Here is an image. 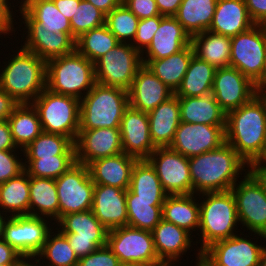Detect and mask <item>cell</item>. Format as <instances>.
I'll return each mask as SVG.
<instances>
[{"label": "cell", "instance_id": "6da1fadb", "mask_svg": "<svg viewBox=\"0 0 266 266\" xmlns=\"http://www.w3.org/2000/svg\"><path fill=\"white\" fill-rule=\"evenodd\" d=\"M188 161L196 195L231 190L239 181L237 178H243L242 174L248 172V164L227 142L212 151L192 156Z\"/></svg>", "mask_w": 266, "mask_h": 266}, {"label": "cell", "instance_id": "7a4b0ae2", "mask_svg": "<svg viewBox=\"0 0 266 266\" xmlns=\"http://www.w3.org/2000/svg\"><path fill=\"white\" fill-rule=\"evenodd\" d=\"M225 141L247 164L266 155V107L256 95L226 113Z\"/></svg>", "mask_w": 266, "mask_h": 266}, {"label": "cell", "instance_id": "3957f363", "mask_svg": "<svg viewBox=\"0 0 266 266\" xmlns=\"http://www.w3.org/2000/svg\"><path fill=\"white\" fill-rule=\"evenodd\" d=\"M0 66V88L18 104L32 103L46 88V61L20 46Z\"/></svg>", "mask_w": 266, "mask_h": 266}, {"label": "cell", "instance_id": "277c9868", "mask_svg": "<svg viewBox=\"0 0 266 266\" xmlns=\"http://www.w3.org/2000/svg\"><path fill=\"white\" fill-rule=\"evenodd\" d=\"M198 196L200 214L199 228L196 233L201 234L199 241L202 242L200 248L197 247V251L205 250L217 241L231 238L239 232L236 230H240L237 229L239 221L236 200L231 190L202 193Z\"/></svg>", "mask_w": 266, "mask_h": 266}, {"label": "cell", "instance_id": "5b68a950", "mask_svg": "<svg viewBox=\"0 0 266 266\" xmlns=\"http://www.w3.org/2000/svg\"><path fill=\"white\" fill-rule=\"evenodd\" d=\"M128 106L127 90L96 82L80 100L79 130L119 128Z\"/></svg>", "mask_w": 266, "mask_h": 266}, {"label": "cell", "instance_id": "8992f818", "mask_svg": "<svg viewBox=\"0 0 266 266\" xmlns=\"http://www.w3.org/2000/svg\"><path fill=\"white\" fill-rule=\"evenodd\" d=\"M95 83L94 63L76 50L46 61V88L53 93L81 100Z\"/></svg>", "mask_w": 266, "mask_h": 266}, {"label": "cell", "instance_id": "52a82bcc", "mask_svg": "<svg viewBox=\"0 0 266 266\" xmlns=\"http://www.w3.org/2000/svg\"><path fill=\"white\" fill-rule=\"evenodd\" d=\"M31 104L38 113L44 132L69 137L75 143L79 134V99L45 88Z\"/></svg>", "mask_w": 266, "mask_h": 266}, {"label": "cell", "instance_id": "ba28073f", "mask_svg": "<svg viewBox=\"0 0 266 266\" xmlns=\"http://www.w3.org/2000/svg\"><path fill=\"white\" fill-rule=\"evenodd\" d=\"M143 65L141 53L129 43H119L94 62L95 81L129 90Z\"/></svg>", "mask_w": 266, "mask_h": 266}, {"label": "cell", "instance_id": "9c48e42d", "mask_svg": "<svg viewBox=\"0 0 266 266\" xmlns=\"http://www.w3.org/2000/svg\"><path fill=\"white\" fill-rule=\"evenodd\" d=\"M266 61V25L255 24L231 37L230 67L255 84L262 78Z\"/></svg>", "mask_w": 266, "mask_h": 266}, {"label": "cell", "instance_id": "30bf717a", "mask_svg": "<svg viewBox=\"0 0 266 266\" xmlns=\"http://www.w3.org/2000/svg\"><path fill=\"white\" fill-rule=\"evenodd\" d=\"M241 179L231 188L239 224L245 226L252 235L257 234V240L260 237L266 241V193L249 172Z\"/></svg>", "mask_w": 266, "mask_h": 266}, {"label": "cell", "instance_id": "8fae6325", "mask_svg": "<svg viewBox=\"0 0 266 266\" xmlns=\"http://www.w3.org/2000/svg\"><path fill=\"white\" fill-rule=\"evenodd\" d=\"M59 202V219L70 213L92 209L95 184L88 166L75 163L55 179Z\"/></svg>", "mask_w": 266, "mask_h": 266}, {"label": "cell", "instance_id": "7c38bea8", "mask_svg": "<svg viewBox=\"0 0 266 266\" xmlns=\"http://www.w3.org/2000/svg\"><path fill=\"white\" fill-rule=\"evenodd\" d=\"M107 246L122 265L159 261L151 231L129 225L108 230Z\"/></svg>", "mask_w": 266, "mask_h": 266}, {"label": "cell", "instance_id": "4fadbf2b", "mask_svg": "<svg viewBox=\"0 0 266 266\" xmlns=\"http://www.w3.org/2000/svg\"><path fill=\"white\" fill-rule=\"evenodd\" d=\"M49 220L32 215L9 217L2 239L22 257L35 258L45 244L48 233L55 227V222Z\"/></svg>", "mask_w": 266, "mask_h": 266}, {"label": "cell", "instance_id": "5bb4252c", "mask_svg": "<svg viewBox=\"0 0 266 266\" xmlns=\"http://www.w3.org/2000/svg\"><path fill=\"white\" fill-rule=\"evenodd\" d=\"M19 9L15 10L21 16L18 20L22 21L20 24L26 29L23 31L22 40L25 41L21 46L35 53L41 59L48 61L55 57L71 54L75 51V40L68 34L58 32L57 34L52 31H47L43 28L42 24L35 21L20 5ZM23 23V24H22ZM25 32V36H24Z\"/></svg>", "mask_w": 266, "mask_h": 266}, {"label": "cell", "instance_id": "9a60e30c", "mask_svg": "<svg viewBox=\"0 0 266 266\" xmlns=\"http://www.w3.org/2000/svg\"><path fill=\"white\" fill-rule=\"evenodd\" d=\"M168 195L193 194L188 158L170 147H157L147 158Z\"/></svg>", "mask_w": 266, "mask_h": 266}, {"label": "cell", "instance_id": "2e32d148", "mask_svg": "<svg viewBox=\"0 0 266 266\" xmlns=\"http://www.w3.org/2000/svg\"><path fill=\"white\" fill-rule=\"evenodd\" d=\"M211 94L228 113L251 101L257 95V87L238 69L222 67L216 69Z\"/></svg>", "mask_w": 266, "mask_h": 266}, {"label": "cell", "instance_id": "e0dca14e", "mask_svg": "<svg viewBox=\"0 0 266 266\" xmlns=\"http://www.w3.org/2000/svg\"><path fill=\"white\" fill-rule=\"evenodd\" d=\"M225 142V126L192 124L181 121L169 147L190 158L212 151Z\"/></svg>", "mask_w": 266, "mask_h": 266}, {"label": "cell", "instance_id": "ac0fdd59", "mask_svg": "<svg viewBox=\"0 0 266 266\" xmlns=\"http://www.w3.org/2000/svg\"><path fill=\"white\" fill-rule=\"evenodd\" d=\"M235 234L231 238L217 241L205 251L216 262L217 266H258L266 251V244L258 245L250 236Z\"/></svg>", "mask_w": 266, "mask_h": 266}, {"label": "cell", "instance_id": "d6986e66", "mask_svg": "<svg viewBox=\"0 0 266 266\" xmlns=\"http://www.w3.org/2000/svg\"><path fill=\"white\" fill-rule=\"evenodd\" d=\"M74 144L76 162L86 166L92 161L123 152L119 128L79 130Z\"/></svg>", "mask_w": 266, "mask_h": 266}, {"label": "cell", "instance_id": "ffe728a7", "mask_svg": "<svg viewBox=\"0 0 266 266\" xmlns=\"http://www.w3.org/2000/svg\"><path fill=\"white\" fill-rule=\"evenodd\" d=\"M119 129L125 154L141 160L147 159L156 149L150 137L147 112L128 106L123 113Z\"/></svg>", "mask_w": 266, "mask_h": 266}, {"label": "cell", "instance_id": "44dd1931", "mask_svg": "<svg viewBox=\"0 0 266 266\" xmlns=\"http://www.w3.org/2000/svg\"><path fill=\"white\" fill-rule=\"evenodd\" d=\"M174 95L146 65H142L128 90L129 106L149 112Z\"/></svg>", "mask_w": 266, "mask_h": 266}, {"label": "cell", "instance_id": "7402d4cb", "mask_svg": "<svg viewBox=\"0 0 266 266\" xmlns=\"http://www.w3.org/2000/svg\"><path fill=\"white\" fill-rule=\"evenodd\" d=\"M127 190L95 184L92 212L108 230L127 225Z\"/></svg>", "mask_w": 266, "mask_h": 266}, {"label": "cell", "instance_id": "603a6c76", "mask_svg": "<svg viewBox=\"0 0 266 266\" xmlns=\"http://www.w3.org/2000/svg\"><path fill=\"white\" fill-rule=\"evenodd\" d=\"M191 44L190 35L174 16H164L149 46L141 53L142 59H163L178 53ZM145 54V55H144Z\"/></svg>", "mask_w": 266, "mask_h": 266}, {"label": "cell", "instance_id": "cb8c5ba5", "mask_svg": "<svg viewBox=\"0 0 266 266\" xmlns=\"http://www.w3.org/2000/svg\"><path fill=\"white\" fill-rule=\"evenodd\" d=\"M151 232L159 261L179 263L180 258L182 260L190 247L196 244L192 237L195 235L164 219Z\"/></svg>", "mask_w": 266, "mask_h": 266}, {"label": "cell", "instance_id": "d4e9b609", "mask_svg": "<svg viewBox=\"0 0 266 266\" xmlns=\"http://www.w3.org/2000/svg\"><path fill=\"white\" fill-rule=\"evenodd\" d=\"M138 159L124 152L90 162L87 166L94 184L129 189L131 173Z\"/></svg>", "mask_w": 266, "mask_h": 266}, {"label": "cell", "instance_id": "484cf974", "mask_svg": "<svg viewBox=\"0 0 266 266\" xmlns=\"http://www.w3.org/2000/svg\"><path fill=\"white\" fill-rule=\"evenodd\" d=\"M150 126V137L153 145L169 147L175 132L181 123L179 98L174 94L155 109L147 113Z\"/></svg>", "mask_w": 266, "mask_h": 266}, {"label": "cell", "instance_id": "4316f807", "mask_svg": "<svg viewBox=\"0 0 266 266\" xmlns=\"http://www.w3.org/2000/svg\"><path fill=\"white\" fill-rule=\"evenodd\" d=\"M254 25L244 0H217L209 31L233 37Z\"/></svg>", "mask_w": 266, "mask_h": 266}, {"label": "cell", "instance_id": "83f0119b", "mask_svg": "<svg viewBox=\"0 0 266 266\" xmlns=\"http://www.w3.org/2000/svg\"><path fill=\"white\" fill-rule=\"evenodd\" d=\"M56 223V229L67 239L92 240L99 248L107 245L108 229L100 223L92 210L66 214Z\"/></svg>", "mask_w": 266, "mask_h": 266}, {"label": "cell", "instance_id": "f1b7e54d", "mask_svg": "<svg viewBox=\"0 0 266 266\" xmlns=\"http://www.w3.org/2000/svg\"><path fill=\"white\" fill-rule=\"evenodd\" d=\"M178 98L182 122L226 126V112L220 107L212 94Z\"/></svg>", "mask_w": 266, "mask_h": 266}, {"label": "cell", "instance_id": "f546056e", "mask_svg": "<svg viewBox=\"0 0 266 266\" xmlns=\"http://www.w3.org/2000/svg\"><path fill=\"white\" fill-rule=\"evenodd\" d=\"M197 196L194 193L168 195L162 205V219L185 229L192 235V232L199 228L200 204Z\"/></svg>", "mask_w": 266, "mask_h": 266}, {"label": "cell", "instance_id": "4dcf8cb0", "mask_svg": "<svg viewBox=\"0 0 266 266\" xmlns=\"http://www.w3.org/2000/svg\"><path fill=\"white\" fill-rule=\"evenodd\" d=\"M29 215L59 220V202L55 179L29 176Z\"/></svg>", "mask_w": 266, "mask_h": 266}, {"label": "cell", "instance_id": "1f68e13d", "mask_svg": "<svg viewBox=\"0 0 266 266\" xmlns=\"http://www.w3.org/2000/svg\"><path fill=\"white\" fill-rule=\"evenodd\" d=\"M193 55L194 49L192 44H190L169 57L163 59H142V63L175 92L185 76Z\"/></svg>", "mask_w": 266, "mask_h": 266}, {"label": "cell", "instance_id": "d6a6232c", "mask_svg": "<svg viewBox=\"0 0 266 266\" xmlns=\"http://www.w3.org/2000/svg\"><path fill=\"white\" fill-rule=\"evenodd\" d=\"M191 44L194 55L216 69L230 66L231 37L207 30L193 35Z\"/></svg>", "mask_w": 266, "mask_h": 266}, {"label": "cell", "instance_id": "836d02e7", "mask_svg": "<svg viewBox=\"0 0 266 266\" xmlns=\"http://www.w3.org/2000/svg\"><path fill=\"white\" fill-rule=\"evenodd\" d=\"M8 122L13 141L20 152L43 132L38 113L31 103L18 104L8 117Z\"/></svg>", "mask_w": 266, "mask_h": 266}, {"label": "cell", "instance_id": "e575fe53", "mask_svg": "<svg viewBox=\"0 0 266 266\" xmlns=\"http://www.w3.org/2000/svg\"><path fill=\"white\" fill-rule=\"evenodd\" d=\"M216 68L193 55L183 80L174 94L177 97H199L211 94Z\"/></svg>", "mask_w": 266, "mask_h": 266}, {"label": "cell", "instance_id": "d590c367", "mask_svg": "<svg viewBox=\"0 0 266 266\" xmlns=\"http://www.w3.org/2000/svg\"><path fill=\"white\" fill-rule=\"evenodd\" d=\"M216 3L217 0H183L174 17L192 37L209 30Z\"/></svg>", "mask_w": 266, "mask_h": 266}, {"label": "cell", "instance_id": "8d00e7d4", "mask_svg": "<svg viewBox=\"0 0 266 266\" xmlns=\"http://www.w3.org/2000/svg\"><path fill=\"white\" fill-rule=\"evenodd\" d=\"M29 175L22 173L0 184V211L10 217L29 215Z\"/></svg>", "mask_w": 266, "mask_h": 266}, {"label": "cell", "instance_id": "74e56055", "mask_svg": "<svg viewBox=\"0 0 266 266\" xmlns=\"http://www.w3.org/2000/svg\"><path fill=\"white\" fill-rule=\"evenodd\" d=\"M129 190L135 193V199L165 200L168 196L147 159L137 160L134 164Z\"/></svg>", "mask_w": 266, "mask_h": 266}, {"label": "cell", "instance_id": "f35d334b", "mask_svg": "<svg viewBox=\"0 0 266 266\" xmlns=\"http://www.w3.org/2000/svg\"><path fill=\"white\" fill-rule=\"evenodd\" d=\"M165 200L135 199V193L127 189V225L152 231L162 220V205Z\"/></svg>", "mask_w": 266, "mask_h": 266}, {"label": "cell", "instance_id": "ab89813d", "mask_svg": "<svg viewBox=\"0 0 266 266\" xmlns=\"http://www.w3.org/2000/svg\"><path fill=\"white\" fill-rule=\"evenodd\" d=\"M20 1V0H19ZM20 6L43 28L54 33H68L72 37L70 20L56 7L53 0H21Z\"/></svg>", "mask_w": 266, "mask_h": 266}, {"label": "cell", "instance_id": "60d3db41", "mask_svg": "<svg viewBox=\"0 0 266 266\" xmlns=\"http://www.w3.org/2000/svg\"><path fill=\"white\" fill-rule=\"evenodd\" d=\"M119 43L118 39L104 24L77 38L75 50L94 63Z\"/></svg>", "mask_w": 266, "mask_h": 266}, {"label": "cell", "instance_id": "b9f144b4", "mask_svg": "<svg viewBox=\"0 0 266 266\" xmlns=\"http://www.w3.org/2000/svg\"><path fill=\"white\" fill-rule=\"evenodd\" d=\"M35 258L39 261L42 259V265L44 261L47 263L49 260L48 265L44 266H77L79 260L67 237L56 228L48 233L45 244Z\"/></svg>", "mask_w": 266, "mask_h": 266}, {"label": "cell", "instance_id": "7bdbcfd3", "mask_svg": "<svg viewBox=\"0 0 266 266\" xmlns=\"http://www.w3.org/2000/svg\"><path fill=\"white\" fill-rule=\"evenodd\" d=\"M54 155H76L74 142L69 137L43 131L23 150L24 159H40Z\"/></svg>", "mask_w": 266, "mask_h": 266}, {"label": "cell", "instance_id": "ee69618b", "mask_svg": "<svg viewBox=\"0 0 266 266\" xmlns=\"http://www.w3.org/2000/svg\"><path fill=\"white\" fill-rule=\"evenodd\" d=\"M76 163V155H54L40 159H25L24 167L29 176L57 179Z\"/></svg>", "mask_w": 266, "mask_h": 266}, {"label": "cell", "instance_id": "f6af8a7d", "mask_svg": "<svg viewBox=\"0 0 266 266\" xmlns=\"http://www.w3.org/2000/svg\"><path fill=\"white\" fill-rule=\"evenodd\" d=\"M139 18L123 3L106 14L105 25L120 43L133 42L136 35Z\"/></svg>", "mask_w": 266, "mask_h": 266}, {"label": "cell", "instance_id": "bcb514c9", "mask_svg": "<svg viewBox=\"0 0 266 266\" xmlns=\"http://www.w3.org/2000/svg\"><path fill=\"white\" fill-rule=\"evenodd\" d=\"M106 14L86 0H76V11L70 19L72 38L105 24Z\"/></svg>", "mask_w": 266, "mask_h": 266}, {"label": "cell", "instance_id": "7dc6e473", "mask_svg": "<svg viewBox=\"0 0 266 266\" xmlns=\"http://www.w3.org/2000/svg\"><path fill=\"white\" fill-rule=\"evenodd\" d=\"M21 154L23 151L20 156H17L19 150H0V184L16 177L25 170L24 158H21Z\"/></svg>", "mask_w": 266, "mask_h": 266}, {"label": "cell", "instance_id": "c3c4849f", "mask_svg": "<svg viewBox=\"0 0 266 266\" xmlns=\"http://www.w3.org/2000/svg\"><path fill=\"white\" fill-rule=\"evenodd\" d=\"M164 16L158 15L139 20L136 35L131 45L142 53L151 43L154 33L159 28L161 19Z\"/></svg>", "mask_w": 266, "mask_h": 266}, {"label": "cell", "instance_id": "681fc988", "mask_svg": "<svg viewBox=\"0 0 266 266\" xmlns=\"http://www.w3.org/2000/svg\"><path fill=\"white\" fill-rule=\"evenodd\" d=\"M77 266H123L118 257L106 245L78 260Z\"/></svg>", "mask_w": 266, "mask_h": 266}, {"label": "cell", "instance_id": "f907efd6", "mask_svg": "<svg viewBox=\"0 0 266 266\" xmlns=\"http://www.w3.org/2000/svg\"><path fill=\"white\" fill-rule=\"evenodd\" d=\"M122 3L140 20L160 15L155 0H122Z\"/></svg>", "mask_w": 266, "mask_h": 266}, {"label": "cell", "instance_id": "816d5d0a", "mask_svg": "<svg viewBox=\"0 0 266 266\" xmlns=\"http://www.w3.org/2000/svg\"><path fill=\"white\" fill-rule=\"evenodd\" d=\"M248 14L255 24L266 25V0H244Z\"/></svg>", "mask_w": 266, "mask_h": 266}, {"label": "cell", "instance_id": "f5cc1de1", "mask_svg": "<svg viewBox=\"0 0 266 266\" xmlns=\"http://www.w3.org/2000/svg\"><path fill=\"white\" fill-rule=\"evenodd\" d=\"M22 258L12 246L0 240V265H16Z\"/></svg>", "mask_w": 266, "mask_h": 266}, {"label": "cell", "instance_id": "db71d44e", "mask_svg": "<svg viewBox=\"0 0 266 266\" xmlns=\"http://www.w3.org/2000/svg\"><path fill=\"white\" fill-rule=\"evenodd\" d=\"M248 172L260 184L266 193V161L264 159L255 160L248 164Z\"/></svg>", "mask_w": 266, "mask_h": 266}, {"label": "cell", "instance_id": "11a10c76", "mask_svg": "<svg viewBox=\"0 0 266 266\" xmlns=\"http://www.w3.org/2000/svg\"><path fill=\"white\" fill-rule=\"evenodd\" d=\"M68 241L78 259L89 255L99 248L92 240L68 239Z\"/></svg>", "mask_w": 266, "mask_h": 266}, {"label": "cell", "instance_id": "9f6ffc18", "mask_svg": "<svg viewBox=\"0 0 266 266\" xmlns=\"http://www.w3.org/2000/svg\"><path fill=\"white\" fill-rule=\"evenodd\" d=\"M14 21H16L14 16L0 3V35L10 36L9 34L13 32L15 34L17 30H15L14 23L16 25L18 22Z\"/></svg>", "mask_w": 266, "mask_h": 266}, {"label": "cell", "instance_id": "6f0895ef", "mask_svg": "<svg viewBox=\"0 0 266 266\" xmlns=\"http://www.w3.org/2000/svg\"><path fill=\"white\" fill-rule=\"evenodd\" d=\"M8 120L0 121V150H18Z\"/></svg>", "mask_w": 266, "mask_h": 266}, {"label": "cell", "instance_id": "680465c9", "mask_svg": "<svg viewBox=\"0 0 266 266\" xmlns=\"http://www.w3.org/2000/svg\"><path fill=\"white\" fill-rule=\"evenodd\" d=\"M18 103L0 88V121L8 120Z\"/></svg>", "mask_w": 266, "mask_h": 266}, {"label": "cell", "instance_id": "91938a15", "mask_svg": "<svg viewBox=\"0 0 266 266\" xmlns=\"http://www.w3.org/2000/svg\"><path fill=\"white\" fill-rule=\"evenodd\" d=\"M162 16H175L183 0H155Z\"/></svg>", "mask_w": 266, "mask_h": 266}, {"label": "cell", "instance_id": "94428289", "mask_svg": "<svg viewBox=\"0 0 266 266\" xmlns=\"http://www.w3.org/2000/svg\"><path fill=\"white\" fill-rule=\"evenodd\" d=\"M58 10L69 20L76 11V0H53Z\"/></svg>", "mask_w": 266, "mask_h": 266}, {"label": "cell", "instance_id": "6125c7cd", "mask_svg": "<svg viewBox=\"0 0 266 266\" xmlns=\"http://www.w3.org/2000/svg\"><path fill=\"white\" fill-rule=\"evenodd\" d=\"M100 9L105 14L110 13L114 8L118 7L122 0H86Z\"/></svg>", "mask_w": 266, "mask_h": 266}, {"label": "cell", "instance_id": "be15d7a7", "mask_svg": "<svg viewBox=\"0 0 266 266\" xmlns=\"http://www.w3.org/2000/svg\"><path fill=\"white\" fill-rule=\"evenodd\" d=\"M195 266H217L216 262L205 250H198Z\"/></svg>", "mask_w": 266, "mask_h": 266}, {"label": "cell", "instance_id": "e7e4bbea", "mask_svg": "<svg viewBox=\"0 0 266 266\" xmlns=\"http://www.w3.org/2000/svg\"><path fill=\"white\" fill-rule=\"evenodd\" d=\"M15 266H42V265L41 261H39L34 257H23Z\"/></svg>", "mask_w": 266, "mask_h": 266}, {"label": "cell", "instance_id": "03108f58", "mask_svg": "<svg viewBox=\"0 0 266 266\" xmlns=\"http://www.w3.org/2000/svg\"><path fill=\"white\" fill-rule=\"evenodd\" d=\"M5 216V217H4ZM10 216L0 211V240L3 238L5 224Z\"/></svg>", "mask_w": 266, "mask_h": 266}, {"label": "cell", "instance_id": "003e7915", "mask_svg": "<svg viewBox=\"0 0 266 266\" xmlns=\"http://www.w3.org/2000/svg\"><path fill=\"white\" fill-rule=\"evenodd\" d=\"M257 89H266V61L262 78L256 83Z\"/></svg>", "mask_w": 266, "mask_h": 266}, {"label": "cell", "instance_id": "a7ac6f4b", "mask_svg": "<svg viewBox=\"0 0 266 266\" xmlns=\"http://www.w3.org/2000/svg\"><path fill=\"white\" fill-rule=\"evenodd\" d=\"M0 3L15 17L16 16V12L13 11V8L15 7L14 3L13 6L11 5L9 0H0ZM13 7V8H12ZM12 8V9H11ZM15 13V15H14Z\"/></svg>", "mask_w": 266, "mask_h": 266}, {"label": "cell", "instance_id": "89a4df30", "mask_svg": "<svg viewBox=\"0 0 266 266\" xmlns=\"http://www.w3.org/2000/svg\"><path fill=\"white\" fill-rule=\"evenodd\" d=\"M165 262L164 261H156L151 263H144V264H127L123 266H162Z\"/></svg>", "mask_w": 266, "mask_h": 266}, {"label": "cell", "instance_id": "2644e50d", "mask_svg": "<svg viewBox=\"0 0 266 266\" xmlns=\"http://www.w3.org/2000/svg\"><path fill=\"white\" fill-rule=\"evenodd\" d=\"M257 96L262 100L266 107V89H257Z\"/></svg>", "mask_w": 266, "mask_h": 266}, {"label": "cell", "instance_id": "8c879c8a", "mask_svg": "<svg viewBox=\"0 0 266 266\" xmlns=\"http://www.w3.org/2000/svg\"><path fill=\"white\" fill-rule=\"evenodd\" d=\"M260 265L261 266H266V251H265V253L262 256V260H261Z\"/></svg>", "mask_w": 266, "mask_h": 266}, {"label": "cell", "instance_id": "753ad0ef", "mask_svg": "<svg viewBox=\"0 0 266 266\" xmlns=\"http://www.w3.org/2000/svg\"><path fill=\"white\" fill-rule=\"evenodd\" d=\"M174 264H176V263H174V262H171V263L165 262L162 266H175Z\"/></svg>", "mask_w": 266, "mask_h": 266}]
</instances>
